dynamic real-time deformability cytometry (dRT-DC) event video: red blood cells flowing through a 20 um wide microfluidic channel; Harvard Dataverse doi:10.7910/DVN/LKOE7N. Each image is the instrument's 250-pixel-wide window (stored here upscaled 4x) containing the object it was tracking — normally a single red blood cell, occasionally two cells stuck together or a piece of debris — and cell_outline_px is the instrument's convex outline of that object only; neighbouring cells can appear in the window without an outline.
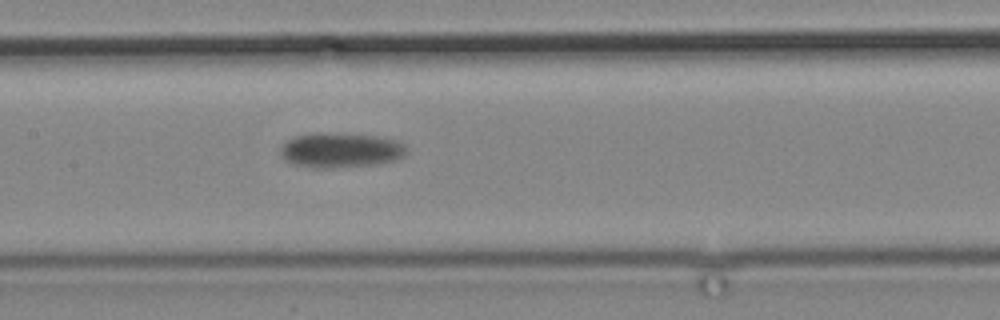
{"species": "common noctule bat (a hibernating species)", "species_latin": "Nyctalus noctula", "temperature_condition": "cold", "stored_images_in_passage": 13, "camera_frame_rate_fps": 3000, "um_per_image_px": 0.085, "animal": {"sex": "male", "body_mass_g": 19.2, "forearm_length_mm": 51.8}, "frame": {"image": 1, "passage_image": 13, "time_ms": 16.0, "image_size_px": [1000, 320], "cell_outline_px": [[408, 152], [404, 156], [392, 160], [376, 164], [292, 164], [280, 152], [280, 148], [288, 140], [296, 136], [328, 132], [344, 132], [384, 136], [400, 140], [408, 148]], "centroid_in_image_um": [29.11, 12.66], "position_along_channel_um": 178.3, "area_um2": 24.57}}